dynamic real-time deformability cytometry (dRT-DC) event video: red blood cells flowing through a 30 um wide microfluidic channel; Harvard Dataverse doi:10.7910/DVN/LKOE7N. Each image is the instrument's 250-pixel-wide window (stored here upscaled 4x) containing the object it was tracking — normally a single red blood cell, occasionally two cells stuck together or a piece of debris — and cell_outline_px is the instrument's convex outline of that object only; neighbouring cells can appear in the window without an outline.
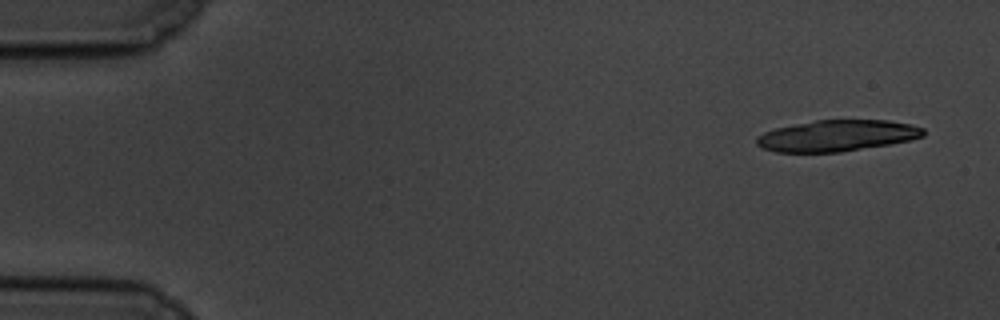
{"species": "common noctule bat (a hibernating species)", "species_latin": "Nyctalus noctula", "temperature_condition": "cold", "stored_images_in_passage": 17, "camera_frame_rate_fps": 3000, "um_per_image_px": 0.085, "animal": {"sex": "male", "body_mass_g": 19.5, "forearm_length_mm": 54.6}, "frame": {"image": 1, "passage_image": 1, "time_ms": 0.0, "image_size_px": [1000, 320], "cell_outline_px": [[924, 136], [912, 140], [840, 152], [776, 152], [760, 148], [756, 144], [756, 136], [764, 132], [776, 128], [816, 120], [888, 120], [912, 124], [924, 128]], "centroid_in_image_um": [71.14, 11.53], "position_along_channel_um": 13.9, "area_um2": 30.4}}